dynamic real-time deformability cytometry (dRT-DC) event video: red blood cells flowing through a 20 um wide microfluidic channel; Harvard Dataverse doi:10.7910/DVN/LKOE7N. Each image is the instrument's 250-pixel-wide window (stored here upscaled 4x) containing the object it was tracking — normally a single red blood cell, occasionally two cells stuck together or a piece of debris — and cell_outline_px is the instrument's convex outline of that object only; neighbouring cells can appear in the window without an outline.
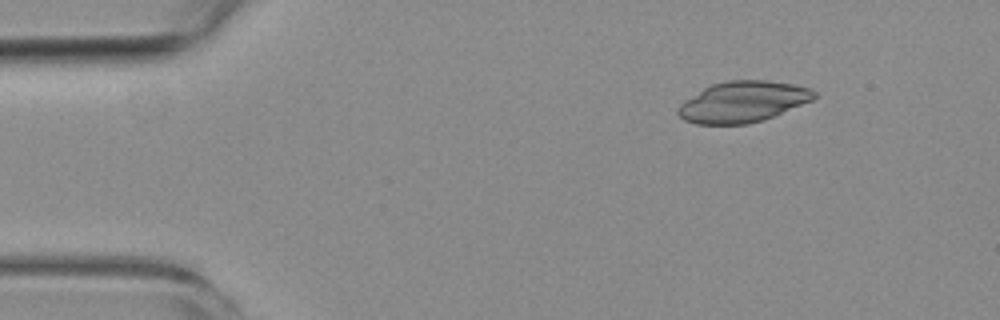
{"species": "common noctule bat (a hibernating species)", "species_latin": "Nyctalus noctula", "temperature_condition": "room temperature", "stored_images_in_passage": 4, "camera_frame_rate_fps": 3000, "um_per_image_px": 0.085, "animal": {"sex": "female", "body_mass_g": 19.3, "forearm_length_mm": 54.1}, "frame": {"image": 1, "passage_image": 2, "time_ms": 1.0, "image_size_px": [1000, 320], "cell_outline_px": [[816, 96], [812, 100], [764, 120], [748, 124], [696, 124], [684, 120], [676, 112], [676, 108], [684, 100], [704, 88], [712, 84], [728, 80], [764, 80], [792, 84], [808, 88], [816, 92]], "centroid_in_image_um": [63.11, 8.66], "position_along_channel_um": 21.9, "area_um2": 32.37}}